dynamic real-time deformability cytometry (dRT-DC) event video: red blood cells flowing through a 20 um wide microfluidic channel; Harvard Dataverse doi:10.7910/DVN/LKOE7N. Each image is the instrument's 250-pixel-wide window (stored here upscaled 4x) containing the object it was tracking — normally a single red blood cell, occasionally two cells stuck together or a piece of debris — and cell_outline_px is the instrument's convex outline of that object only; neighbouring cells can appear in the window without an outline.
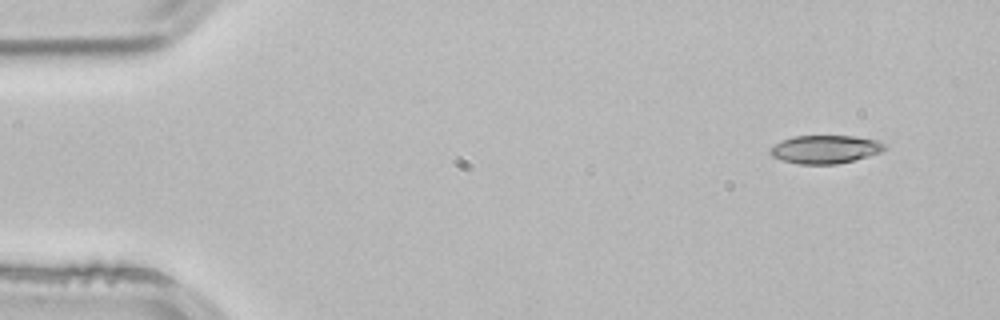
{"species": "common noctule bat (a hibernating species)", "species_latin": "Nyctalus noctula", "temperature_condition": "room temperature", "stored_images_in_passage": 4, "camera_frame_rate_fps": 3000, "um_per_image_px": 0.085, "animal": {"sex": "male", "body_mass_g": 21.5, "forearm_length_mm": 52.0}, "frame": {"image": 1, "passage_image": 1, "time_ms": 0.0, "image_size_px": [1000, 320], "cell_outline_px": [[888, 148], [880, 152], [868, 156], [836, 164], [800, 164], [780, 160], [772, 156], [768, 152], [768, 148], [780, 140], [792, 136], [856, 136], [876, 140], [884, 144]], "centroid_in_image_um": [70.08, 12.68], "position_along_channel_um": 14.9, "area_um2": 18.96}}
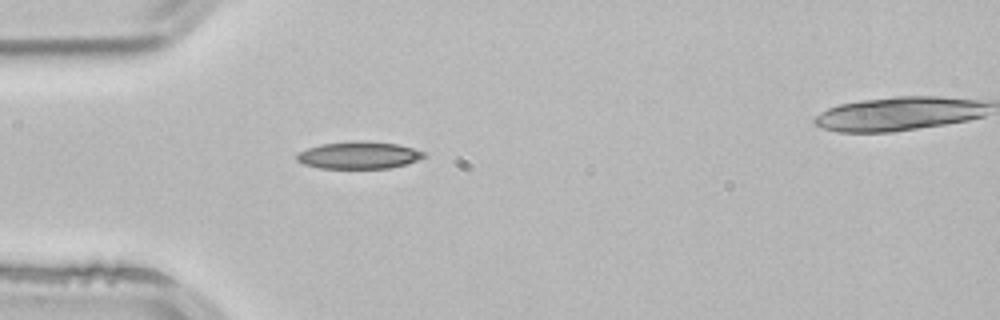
{"frame": {"image": 2, "passage_image": 3, "time_ms": 0.667, "image_size_px": [1000, 320], "cell_outline_px": [[428, 156], [404, 164], [388, 168], [320, 168], [304, 164], [296, 160], [296, 152], [320, 144], [356, 140], [360, 140], [396, 144], [412, 148], [424, 152]], "centroid_in_image_um": [30.45, 13.18], "position_along_channel_um": 54.5, "area_um2": 20.11}}